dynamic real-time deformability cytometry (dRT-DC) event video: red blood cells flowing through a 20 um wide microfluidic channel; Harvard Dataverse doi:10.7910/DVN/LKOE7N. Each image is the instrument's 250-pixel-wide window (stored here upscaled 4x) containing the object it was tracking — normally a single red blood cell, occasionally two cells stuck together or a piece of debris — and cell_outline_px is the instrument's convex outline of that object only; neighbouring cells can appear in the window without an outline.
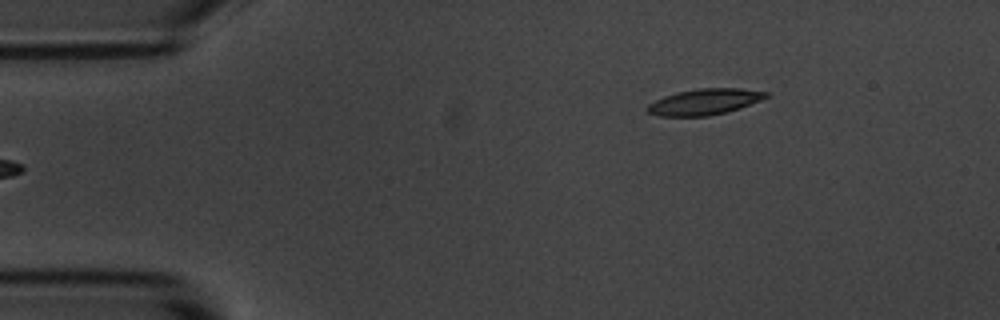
{"species": "common noctule bat (a hibernating species)", "species_latin": "Nyctalus noctula", "temperature_condition": "room temperature", "stored_images_in_passage": 6, "camera_frame_rate_fps": 3000, "um_per_image_px": 0.085, "animal": {"sex": "male", "body_mass_g": 20.1, "forearm_length_mm": 53.5}, "frame": {"image": 1, "passage_image": 6, "time_ms": 5.667, "image_size_px": [1000, 320], "cell_outline_px": [[768, 96], [760, 100], [740, 108], [708, 116], [660, 116], [648, 112], [644, 108], [648, 104], [664, 96], [676, 92], [700, 88], [740, 88], [768, 92]], "centroid_in_image_um": [59.85, 8.65], "position_along_channel_um": 25.1, "area_um2": 17.86}}